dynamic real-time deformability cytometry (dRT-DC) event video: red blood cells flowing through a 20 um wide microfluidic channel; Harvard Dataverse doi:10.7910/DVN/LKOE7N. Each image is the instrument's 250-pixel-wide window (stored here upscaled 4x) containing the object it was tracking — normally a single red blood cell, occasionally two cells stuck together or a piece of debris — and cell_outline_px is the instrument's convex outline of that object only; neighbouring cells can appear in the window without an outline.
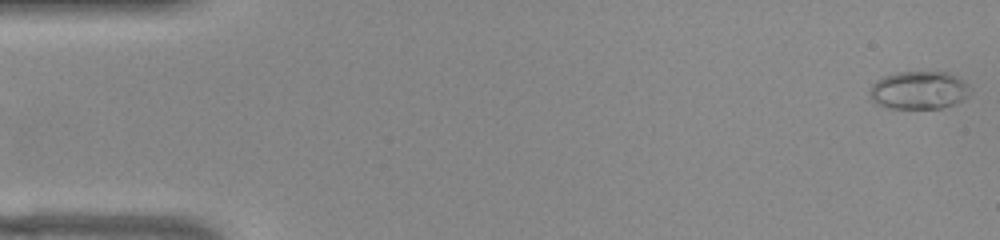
{"species": "common noctule bat (a hibernating species)", "species_latin": "Nyctalus noctula", "temperature_condition": "warm", "stored_images_in_passage": 52, "camera_frame_rate_fps": 3000, "um_per_image_px": 0.085, "animal": {"sex": "female", "body_mass_g": 22.0, "forearm_length_mm": 56.7}, "frame": {"image": 1, "passage_image": 1, "time_ms": 0.0, "image_size_px": [1000, 240], "cell_outline_px": [[968, 96], [944, 108], [888, 108], [876, 104], [872, 100], [868, 92], [872, 84], [876, 80], [884, 76], [896, 72], [948, 72], [956, 76], [964, 84]], "centroid_in_image_um": [78.0, 7.67], "position_along_channel_um": 7.0, "area_um2": 21.91}}
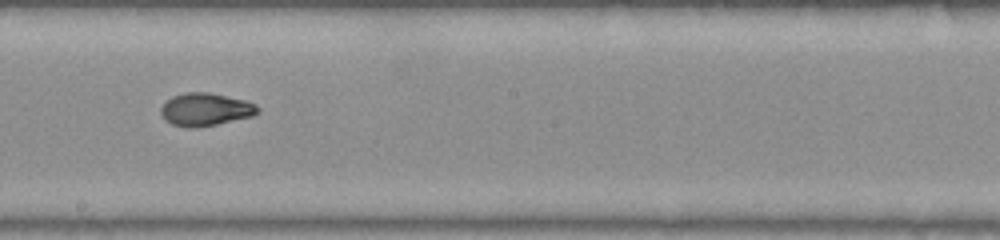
{"frame": {"image": 2, "passage_image": 29, "time_ms": 9.333, "image_size_px": [1000, 240], "cell_outline_px": [[260, 112], [252, 116], [216, 124], [196, 128], [188, 128], [172, 124], [164, 120], [160, 112], [160, 108], [172, 96], [184, 92], [208, 92], [244, 100], [256, 104], [260, 108]], "centroid_in_image_um": [17.45, 9.3], "position_along_channel_um": 230.7, "area_um2": 18.55}}
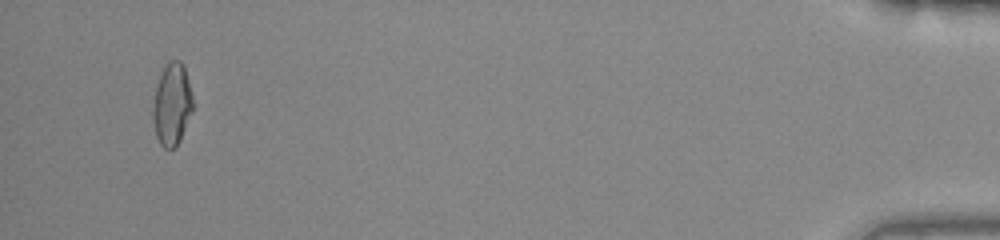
{"frame": {"image": 3, "passage_image": 50, "time_ms": 16.333, "image_size_px": [1000, 240], "cell_outline_px": [[192, 112], [180, 140], [176, 148], [164, 148], [160, 144], [156, 136], [152, 120], [152, 108], [156, 88], [160, 72], [168, 60], [180, 60], [184, 64], [192, 96]], "centroid_in_image_um": [14.6, 8.86], "position_along_channel_um": 420.6, "area_um2": 19.31}, "authors_computed_cell_mechanics": {"area_um2": 18.5827, "velocity_mm_per_s": 3.9024, "shape_relaxation_time_tau1_ms": null, "shape_relaxation_time_tau2_ms": 1.1909, "deformation_change_tau1": null, "deformation_change_tau2": 0.0486}}